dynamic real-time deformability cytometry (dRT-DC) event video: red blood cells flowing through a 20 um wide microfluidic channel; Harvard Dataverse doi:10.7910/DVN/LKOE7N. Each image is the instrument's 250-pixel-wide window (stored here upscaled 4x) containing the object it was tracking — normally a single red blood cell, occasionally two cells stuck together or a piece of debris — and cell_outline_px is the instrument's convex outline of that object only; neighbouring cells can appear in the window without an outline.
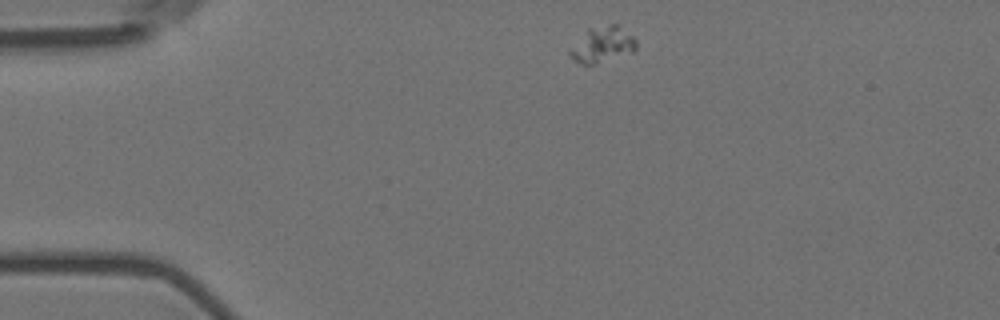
{"species": "Egyptian fruit bat (a non-hibernating species)", "species_latin": "Rousettus aegyptiacus", "temperature_condition": "room temperature", "stored_images_in_passage": 47, "camera_frame_rate_fps": 3000, "um_per_image_px": 0.085, "animal": {"sex": "female"}, "frame": {"image": 1, "passage_image": 1, "time_ms": 0.0, "image_size_px": [1000, 320], "cell_outline_px": [[636, 48], [632, 52], [592, 64], [580, 64], [572, 60], [568, 52], [588, 28], [612, 24], [620, 24], [636, 40]], "centroid_in_image_um": [51.2, 3.77], "position_along_channel_um": 33.8, "area_um2": 13.58}}
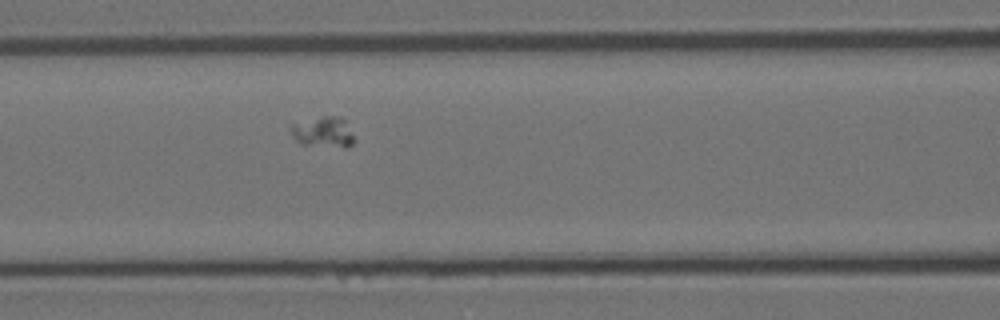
{"frame": {"image": 2, "passage_image": 14, "time_ms": 4.333, "image_size_px": [1000, 320], "cell_outline_px": [[356, 140], [348, 148], [344, 148], [300, 144], [292, 136], [292, 124], [324, 116], [340, 116], [344, 120]], "centroid_in_image_um": [27.52, 11.26], "position_along_channel_um": 139.1, "area_um2": 11.27}}
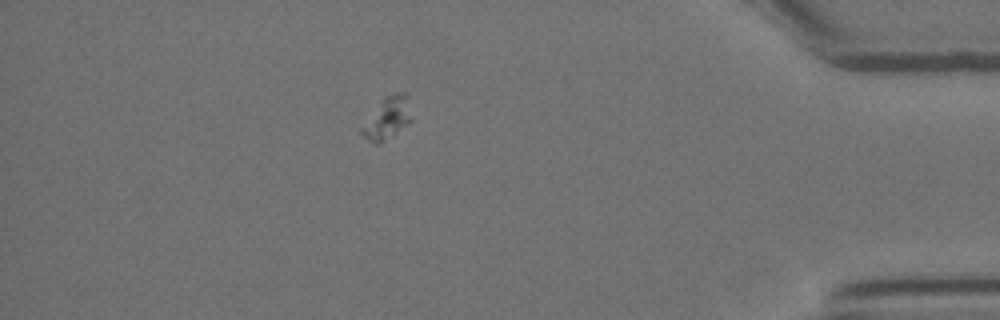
{"frame": {"image": 3, "passage_image": 40, "time_ms": 13.0, "image_size_px": [1000, 320], "cell_outline_px": [[412, 120], [408, 124], [376, 144], [368, 140], [360, 132], [360, 128], [384, 96], [396, 92], [404, 92]], "centroid_in_image_um": [32.89, 10.02], "position_along_channel_um": 402.3, "area_um2": 11.56}}